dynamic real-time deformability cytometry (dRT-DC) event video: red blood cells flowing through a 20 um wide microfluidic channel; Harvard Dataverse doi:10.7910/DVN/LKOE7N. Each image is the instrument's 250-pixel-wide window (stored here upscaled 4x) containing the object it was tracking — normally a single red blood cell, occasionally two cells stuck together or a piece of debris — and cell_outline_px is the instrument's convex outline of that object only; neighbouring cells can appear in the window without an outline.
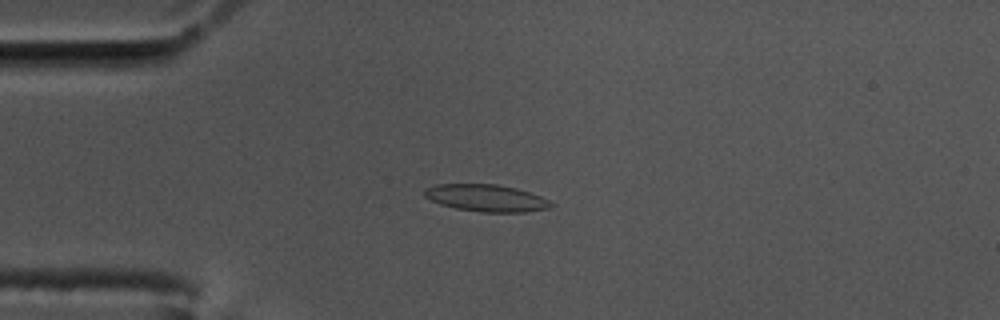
{"species": "common noctule bat (a hibernating species)", "species_latin": "Nyctalus noctula", "temperature_condition": "cold", "stored_images_in_passage": 47, "camera_frame_rate_fps": 3000, "um_per_image_px": 0.085, "animal": {"sex": "male", "body_mass_g": 17.5, "forearm_length_mm": 52.3}, "frame": {"image": 1, "passage_image": 3, "time_ms": 0.667, "image_size_px": [1000, 320], "cell_outline_px": [[556, 204], [548, 208], [524, 212], [480, 212], [456, 208], [440, 204], [424, 196], [424, 188], [436, 184], [496, 184], [516, 188], [540, 196]], "centroid_in_image_um": [41.32, 16.83], "position_along_channel_um": 43.7, "area_um2": 19.88}}
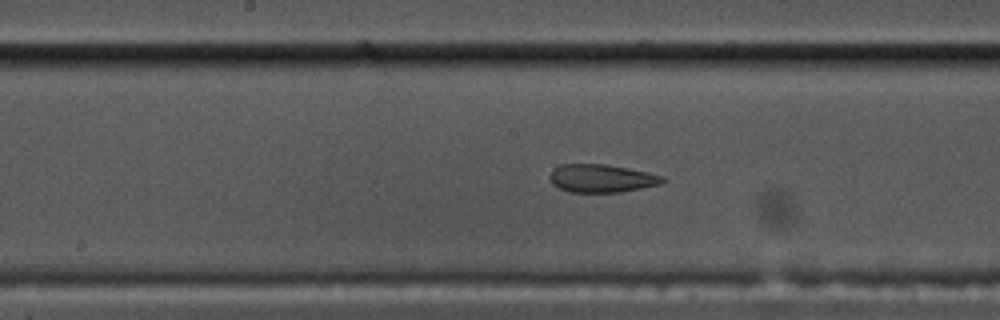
{"frame": {"image": 2, "passage_image": 18, "time_ms": 5.667, "image_size_px": [1000, 320], "cell_outline_px": [[664, 180], [660, 184], [620, 192], [568, 192], [552, 184], [548, 176], [552, 168], [560, 164], [604, 164], [628, 168], [648, 172], [664, 176]], "centroid_in_image_um": [51.08, 15.15], "position_along_channel_um": 197.1, "area_um2": 18.5}}
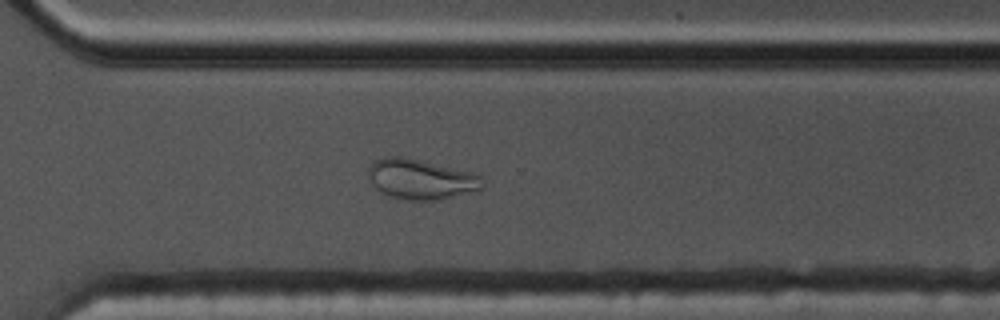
{"frame": {"image": 3, "passage_image": 30, "time_ms": 9.667, "image_size_px": [1000, 320], "cell_outline_px": [[484, 188], [440, 200], [408, 200], [388, 196], [380, 192], [368, 180], [368, 168], [376, 160], [384, 156], [400, 156], [420, 160], [472, 172], [480, 176], [484, 184]], "centroid_in_image_um": [35.75, 15.24], "position_along_channel_um": 334.9, "area_um2": 26.76}, "authors_computed_cell_mechanics": {"area_um2": 19.8832, "velocity_mm_per_s": 3.4545, "shape_relaxation_time_tau1_ms": null, "shape_relaxation_time_tau2_ms": 1.3023, "deformation_change_tau1": null, "deformation_change_tau2": 0.0727}}